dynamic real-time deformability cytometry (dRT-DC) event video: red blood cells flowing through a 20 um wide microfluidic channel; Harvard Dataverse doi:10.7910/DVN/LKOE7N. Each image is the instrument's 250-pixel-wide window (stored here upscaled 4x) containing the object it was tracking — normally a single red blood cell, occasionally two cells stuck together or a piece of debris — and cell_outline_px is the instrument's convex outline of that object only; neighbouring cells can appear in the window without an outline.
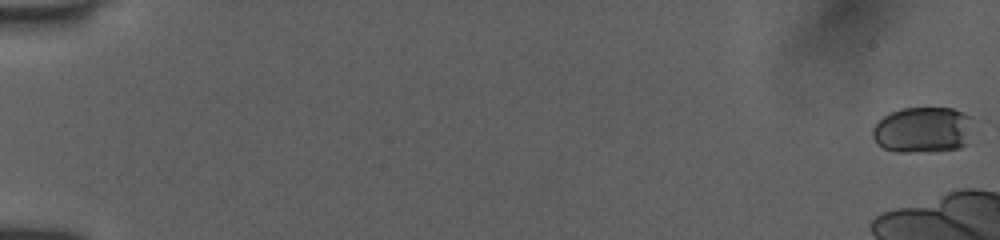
{"species": "human", "species_latin": "Homo sapiens", "temperature_condition": "room temperature", "stored_images_in_passage": 17, "camera_frame_rate_fps": 3000, "um_per_image_px": 0.085, "donor": {"sex": "female"}, "frame": {"image": 1, "passage_image": 1, "time_ms": 0.0, "image_size_px": [1000, 240], "cell_outline_px": [[972, 116], [968, 144], [960, 148], [908, 152], [896, 152], [884, 148], [876, 144], [872, 136], [872, 128], [884, 116], [900, 108], [952, 108], [964, 112]], "centroid_in_image_um": [78.44, 11.03], "position_along_channel_um": 6.6, "area_um2": 26.99}}
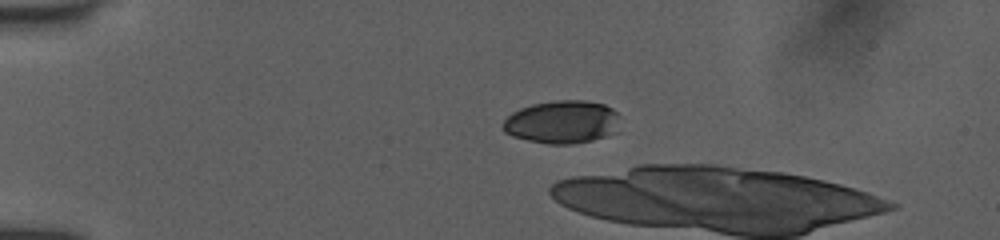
{"frame": {"image": 2, "passage_image": 13, "time_ms": 4.0, "image_size_px": [1000, 240], "cell_outline_px": [[616, 132], [592, 140], [572, 144], [548, 144], [528, 140], [512, 136], [504, 132], [500, 124], [512, 112], [520, 108], [532, 104], [556, 100], [584, 100], [604, 104], [612, 108], [616, 112]], "centroid_in_image_um": [47.72, 10.36], "position_along_channel_um": 37.3, "area_um2": 29.25}}